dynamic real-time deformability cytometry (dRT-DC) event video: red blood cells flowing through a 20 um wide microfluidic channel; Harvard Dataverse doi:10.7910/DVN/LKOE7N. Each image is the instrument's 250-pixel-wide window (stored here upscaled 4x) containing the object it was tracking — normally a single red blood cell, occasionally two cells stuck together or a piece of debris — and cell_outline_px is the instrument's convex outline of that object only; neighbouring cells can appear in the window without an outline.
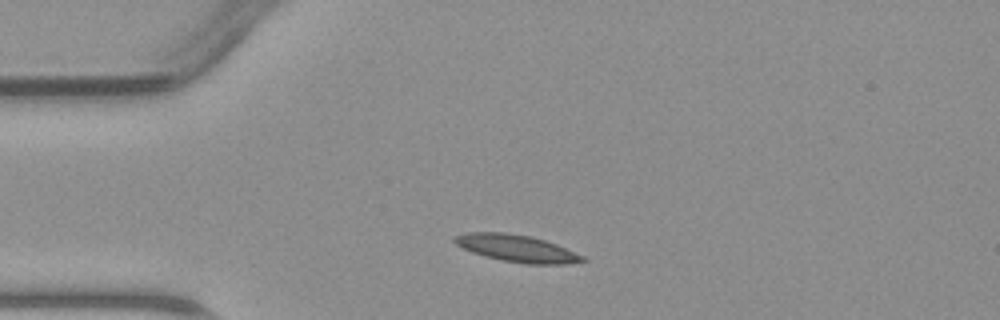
{"species": "common noctule bat (a hibernating species)", "species_latin": "Nyctalus noctula", "temperature_condition": "warm", "stored_images_in_passage": 37, "camera_frame_rate_fps": 3000, "um_per_image_px": 0.085, "animal": {"sex": "male", "body_mass_g": 23.1, "forearm_length_mm": 52.7}, "frame": {"image": 1, "passage_image": 1, "time_ms": 0.0, "image_size_px": [1000, 320], "cell_outline_px": [[588, 260], [564, 264], [524, 264], [484, 256], [472, 252], [456, 244], [452, 240], [456, 236], [468, 232], [504, 232], [532, 236], [556, 244], [584, 256]], "centroid_in_image_um": [43.93, 21.1], "position_along_channel_um": 41.1, "area_um2": 20.06}}
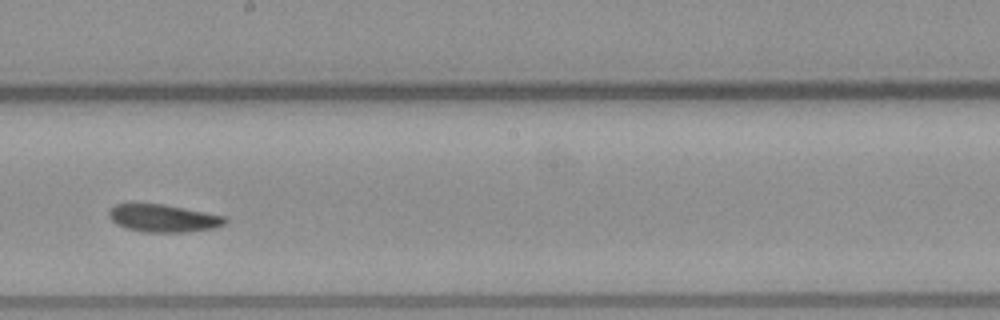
{"frame": {"image": 2, "passage_image": 16, "time_ms": 5.0, "image_size_px": [1000, 320], "cell_outline_px": [[228, 224], [216, 228], [184, 232], [144, 232], [124, 228], [116, 224], [108, 216], [108, 212], [116, 204], [164, 204], [228, 216]], "centroid_in_image_um": [13.95, 18.56], "position_along_channel_um": 234.2, "area_um2": 18.96}}
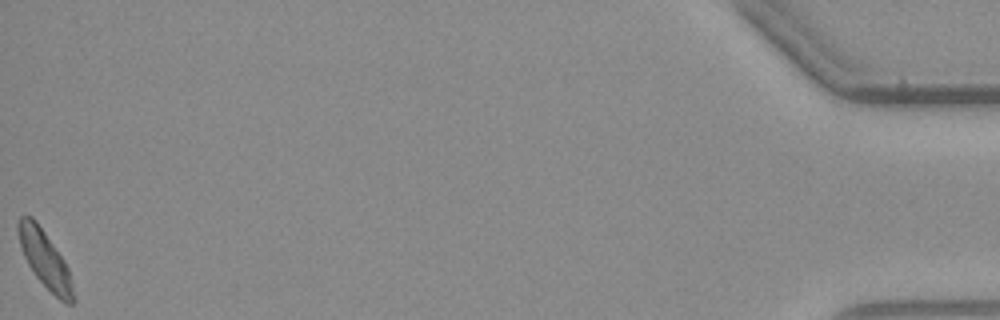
{"frame": {"image": 3, "passage_image": 37, "time_ms": 12.0, "image_size_px": [1000, 320], "cell_outline_px": [[76, 300], [72, 304], [64, 304], [36, 276], [28, 264], [24, 256], [20, 244], [16, 228], [16, 224], [20, 216], [32, 216], [36, 220], [64, 260], [68, 268]], "centroid_in_image_um": [3.82, 22.04], "position_along_channel_um": 431.4, "area_um2": 18.15}}